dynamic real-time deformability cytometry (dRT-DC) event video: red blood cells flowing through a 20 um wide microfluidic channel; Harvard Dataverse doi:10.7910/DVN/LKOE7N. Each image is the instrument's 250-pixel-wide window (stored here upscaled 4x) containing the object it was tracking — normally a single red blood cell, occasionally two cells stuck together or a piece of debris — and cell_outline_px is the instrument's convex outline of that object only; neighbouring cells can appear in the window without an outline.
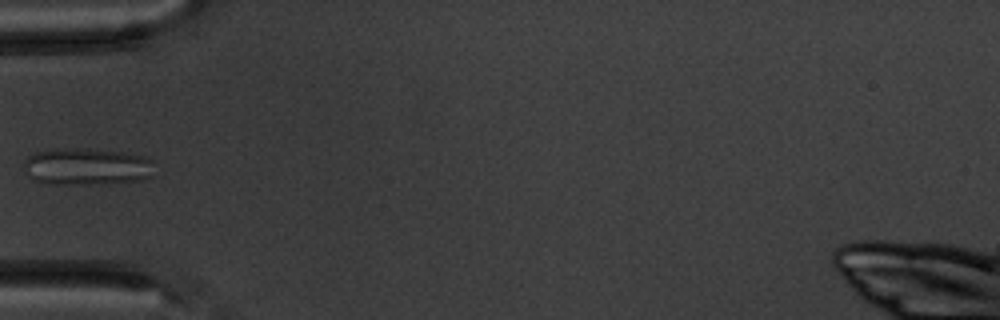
{"species": "common noctule bat (a hibernating species)", "species_latin": "Nyctalus noctula", "temperature_condition": "warm", "stored_images_in_passage": 6, "camera_frame_rate_fps": 3000, "um_per_image_px": 0.085, "animal": {"sex": "male", "body_mass_g": 20.1, "forearm_length_mm": 53.5}, "frame": {"image": 1, "passage_image": 5, "time_ms": 5.667, "image_size_px": [1000, 320], "cell_outline_px": [[156, 176], [144, 180], [88, 184], [52, 184], [32, 180], [24, 172], [24, 160], [28, 156], [36, 152], [52, 148], [88, 148], [120, 152], [144, 156], [152, 160]], "centroid_in_image_um": [7.38, 14.16], "position_along_channel_um": 77.6, "area_um2": 28.73}}
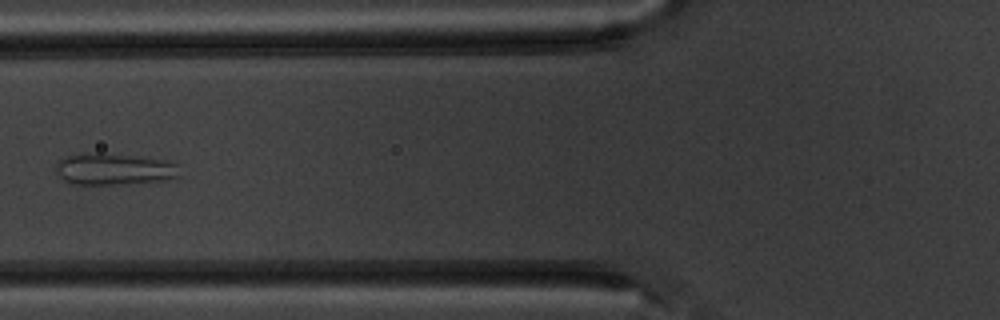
{"frame": {"image": 2, "passage_image": 6, "time_ms": 6.667, "image_size_px": [1000, 320], "cell_outline_px": [[180, 176], [164, 180], [124, 184], [68, 184], [60, 176], [56, 168], [60, 160], [68, 156], [140, 156], [172, 160], [180, 164]], "centroid_in_image_um": [9.86, 14.42], "position_along_channel_um": 115.9, "area_um2": 22.08}}